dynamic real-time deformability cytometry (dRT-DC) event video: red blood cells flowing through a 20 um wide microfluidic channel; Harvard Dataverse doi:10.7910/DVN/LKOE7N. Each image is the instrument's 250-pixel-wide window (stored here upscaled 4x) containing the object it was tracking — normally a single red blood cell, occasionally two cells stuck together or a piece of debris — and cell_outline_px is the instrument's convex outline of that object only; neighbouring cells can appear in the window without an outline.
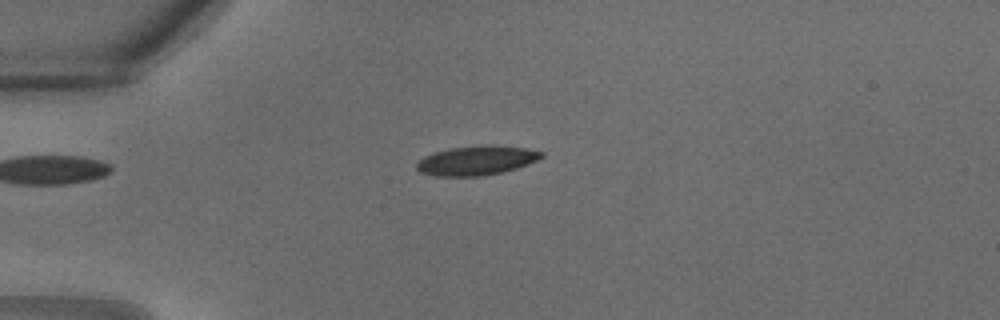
{"species": "common noctule bat (a hibernating species)", "species_latin": "Nyctalus noctula", "temperature_condition": "warm", "stored_images_in_passage": 32, "camera_frame_rate_fps": 3000, "um_per_image_px": 0.085, "animal": {"sex": "male", "body_mass_g": 18.8}, "frame": {"image": 1, "passage_image": 8, "time_ms": 2.333, "image_size_px": [1000, 320], "cell_outline_px": [[544, 156], [536, 160], [516, 168], [484, 176], [432, 176], [420, 172], [416, 168], [416, 164], [424, 156], [436, 152], [452, 148], [488, 144], [492, 144], [524, 148], [544, 152]], "centroid_in_image_um": [40.49, 13.64], "position_along_channel_um": 44.5, "area_um2": 21.21}}
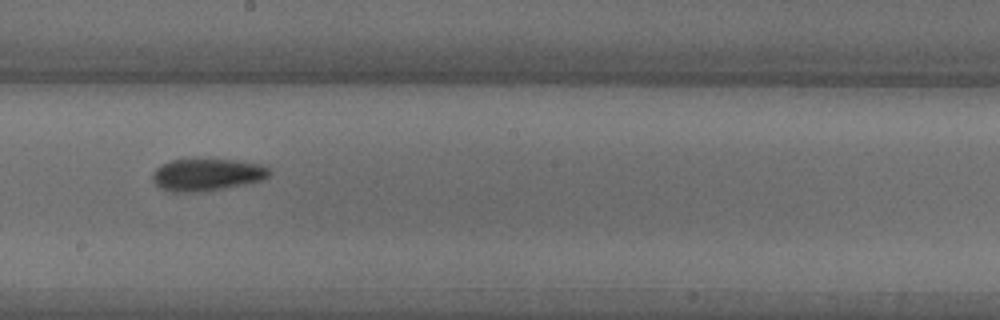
{"frame": {"image": 2, "passage_image": 18, "time_ms": 5.667, "image_size_px": [1000, 320], "cell_outline_px": [[268, 176], [264, 180], [224, 188], [200, 192], [172, 192], [160, 188], [152, 180], [152, 172], [156, 168], [172, 160], [232, 160], [260, 164], [268, 168]], "centroid_in_image_um": [17.56, 14.87], "position_along_channel_um": 230.6, "area_um2": 21.62}}
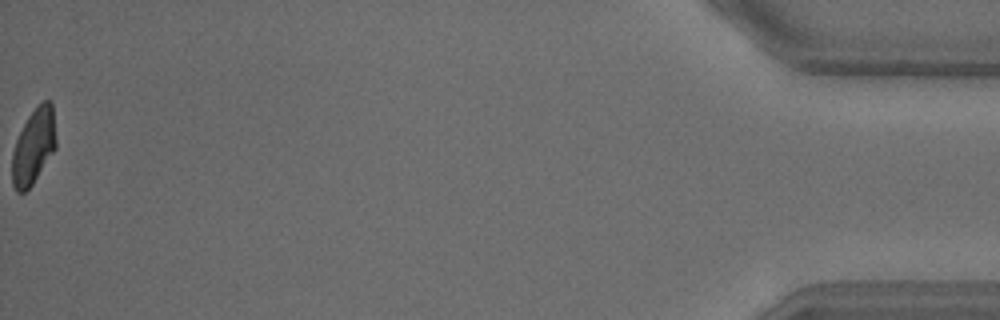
{"frame": {"image": 3, "passage_image": 32, "time_ms": 10.333, "image_size_px": [1000, 320], "cell_outline_px": [[56, 148], [32, 184], [24, 192], [16, 192], [12, 184], [12, 152], [16, 140], [28, 116], [44, 100], [52, 100], [56, 140]], "centroid_in_image_um": [2.86, 12.45], "position_along_channel_um": 432.3, "area_um2": 19.13}}